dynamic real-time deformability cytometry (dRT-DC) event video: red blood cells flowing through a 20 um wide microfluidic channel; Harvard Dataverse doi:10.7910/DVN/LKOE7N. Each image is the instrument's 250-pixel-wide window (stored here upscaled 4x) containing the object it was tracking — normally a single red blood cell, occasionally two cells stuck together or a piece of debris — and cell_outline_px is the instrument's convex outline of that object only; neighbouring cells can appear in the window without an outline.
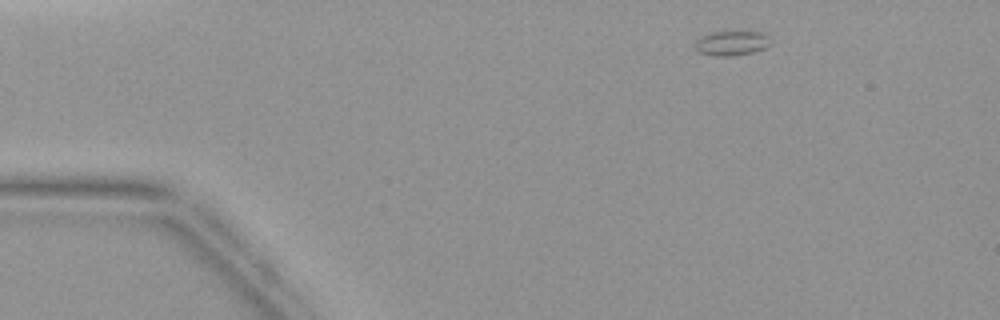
{"species": "common noctule bat (a hibernating species)", "species_latin": "Nyctalus noctula", "temperature_condition": "warm", "stored_images_in_passage": 4, "camera_frame_rate_fps": 3000, "um_per_image_px": 0.085, "animal": {"sex": "female", "body_mass_g": 19.9}, "frame": {"image": 1, "passage_image": 1, "time_ms": 0.0, "image_size_px": [1000, 320], "cell_outline_px": [[768, 44], [764, 48], [752, 52], [732, 56], [716, 56], [700, 52], [696, 48], [696, 40], [712, 32], [760, 32], [768, 36]], "centroid_in_image_um": [62.18, 3.67], "position_along_channel_um": 22.8, "area_um2": 10.4}}